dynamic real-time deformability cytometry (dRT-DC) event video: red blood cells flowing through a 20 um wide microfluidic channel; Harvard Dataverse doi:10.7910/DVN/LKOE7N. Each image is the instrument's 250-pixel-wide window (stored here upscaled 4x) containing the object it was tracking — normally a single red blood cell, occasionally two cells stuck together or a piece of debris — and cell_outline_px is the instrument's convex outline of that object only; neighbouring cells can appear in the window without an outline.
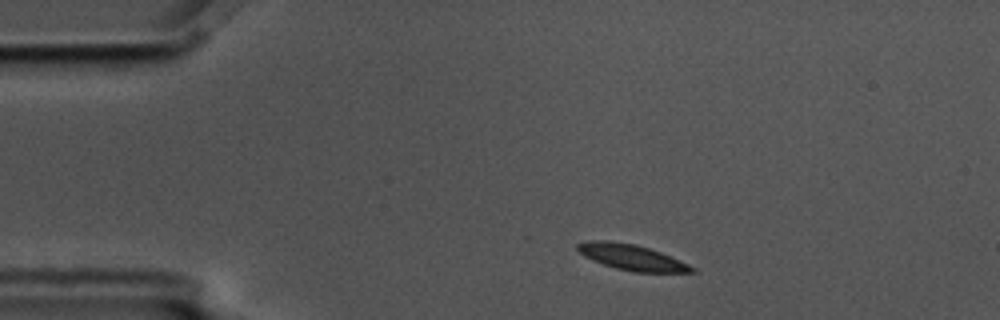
{"species": "common noctule bat (a hibernating species)", "species_latin": "Nyctalus noctula", "temperature_condition": "cold", "stored_images_in_passage": 3, "camera_frame_rate_fps": 3000, "um_per_image_px": 0.085, "animal": {"sex": "male", "body_mass_g": 17.5, "forearm_length_mm": 52.3}, "frame": {"image": 1, "passage_image": 1, "time_ms": 0.0, "image_size_px": [1000, 320], "cell_outline_px": [[696, 272], [636, 272], [616, 268], [592, 260], [584, 256], [576, 248], [576, 244], [588, 240], [608, 240], [636, 244], [660, 252], [688, 264], [696, 268]], "centroid_in_image_um": [53.66, 21.85], "position_along_channel_um": 31.3, "area_um2": 16.99}}